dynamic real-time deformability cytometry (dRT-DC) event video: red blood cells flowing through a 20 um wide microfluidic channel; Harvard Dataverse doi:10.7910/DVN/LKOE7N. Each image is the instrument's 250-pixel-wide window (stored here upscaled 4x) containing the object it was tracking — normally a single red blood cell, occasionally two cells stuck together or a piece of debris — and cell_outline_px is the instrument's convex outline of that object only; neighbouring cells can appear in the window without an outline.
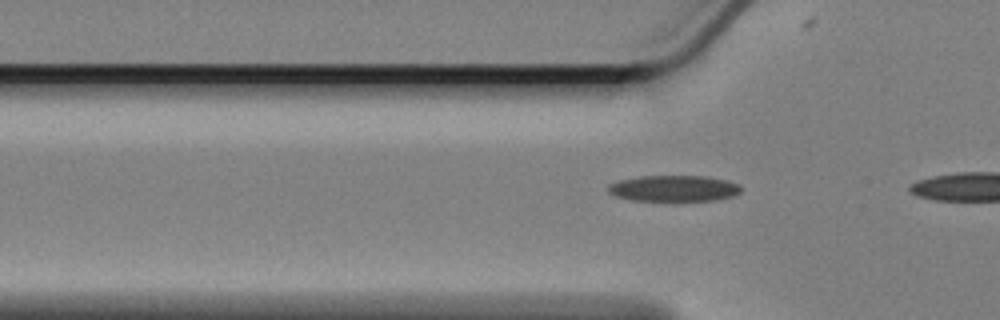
{"species": "Egyptian fruit bat (a non-hibernating species)", "species_latin": "Rousettus aegyptiacus", "temperature_condition": "cold", "stored_images_in_passage": 4, "camera_frame_rate_fps": 3000, "um_per_image_px": 0.085, "animal": {"sex": "female"}, "frame": {"image": 1, "passage_image": 2, "time_ms": 0.333, "image_size_px": [1000, 320], "cell_outline_px": [[744, 188], [736, 196], [720, 200], [632, 200], [616, 196], [608, 192], [608, 184], [620, 180], [640, 176], [708, 176], [728, 180], [740, 184]], "centroid_in_image_um": [57.36, 16.0], "position_along_channel_um": 68.4, "area_um2": 20.4}}